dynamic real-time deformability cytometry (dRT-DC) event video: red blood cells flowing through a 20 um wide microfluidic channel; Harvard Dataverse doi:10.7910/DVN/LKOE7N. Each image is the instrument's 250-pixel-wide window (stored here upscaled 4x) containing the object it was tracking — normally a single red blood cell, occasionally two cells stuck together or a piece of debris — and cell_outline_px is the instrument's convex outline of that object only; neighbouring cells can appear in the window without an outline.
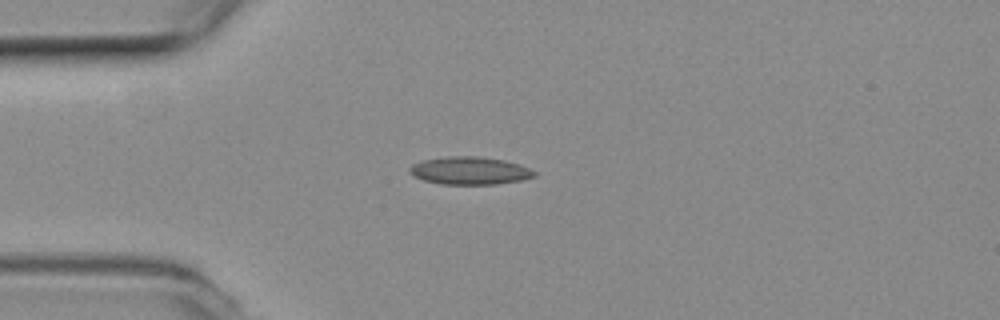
{"species": "common noctule bat (a hibernating species)", "species_latin": "Nyctalus noctula", "temperature_condition": "room temperature", "stored_images_in_passage": 7, "camera_frame_rate_fps": 3000, "um_per_image_px": 0.085, "animal": {"sex": "female", "body_mass_g": 19.3, "forearm_length_mm": 54.1}, "frame": {"image": 1, "passage_image": 1, "time_ms": 0.0, "image_size_px": [1000, 320], "cell_outline_px": [[536, 176], [520, 180], [496, 184], [440, 184], [424, 180], [412, 176], [408, 172], [408, 168], [412, 164], [424, 160], [448, 156], [476, 156], [504, 160], [520, 164], [536, 172]], "centroid_in_image_um": [39.9, 14.5], "position_along_channel_um": 45.1, "area_um2": 20.17}}
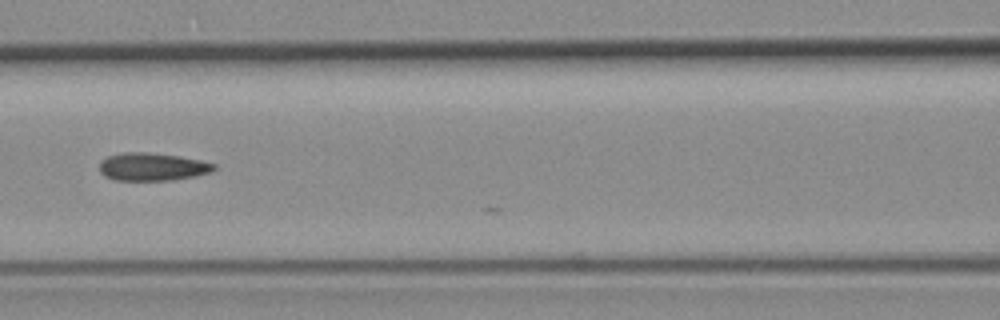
{"frame": {"image": 2, "passage_image": 4, "time_ms": 1.0, "image_size_px": [1000, 320], "cell_outline_px": [[216, 168], [212, 172], [196, 176], [172, 180], [112, 180], [104, 176], [100, 172], [100, 160], [108, 156], [124, 152], [148, 152], [180, 156], [200, 160], [216, 164]], "centroid_in_image_um": [12.95, 14.18], "position_along_channel_um": 153.7, "area_um2": 18.79}}
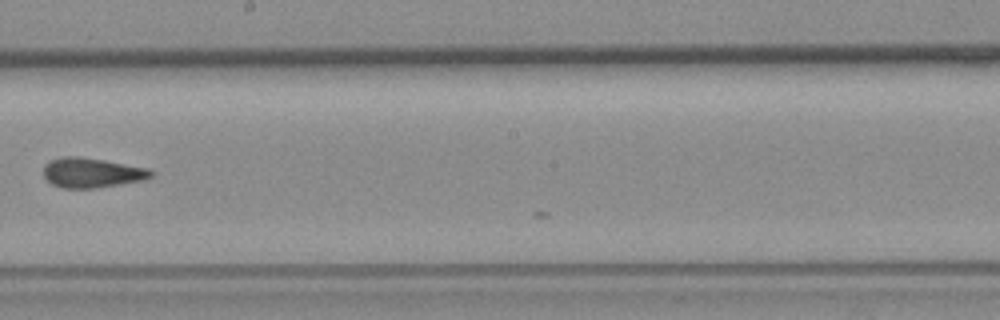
{"frame": {"image": 3, "passage_image": 6, "time_ms": 1.667, "image_size_px": [1000, 320], "cell_outline_px": [[152, 176], [144, 180], [96, 188], [60, 188], [52, 184], [44, 176], [44, 164], [52, 160], [64, 156], [80, 156], [104, 160], [148, 168], [152, 172]], "centroid_in_image_um": [7.79, 14.68], "position_along_channel_um": 240.4, "area_um2": 18.61}}